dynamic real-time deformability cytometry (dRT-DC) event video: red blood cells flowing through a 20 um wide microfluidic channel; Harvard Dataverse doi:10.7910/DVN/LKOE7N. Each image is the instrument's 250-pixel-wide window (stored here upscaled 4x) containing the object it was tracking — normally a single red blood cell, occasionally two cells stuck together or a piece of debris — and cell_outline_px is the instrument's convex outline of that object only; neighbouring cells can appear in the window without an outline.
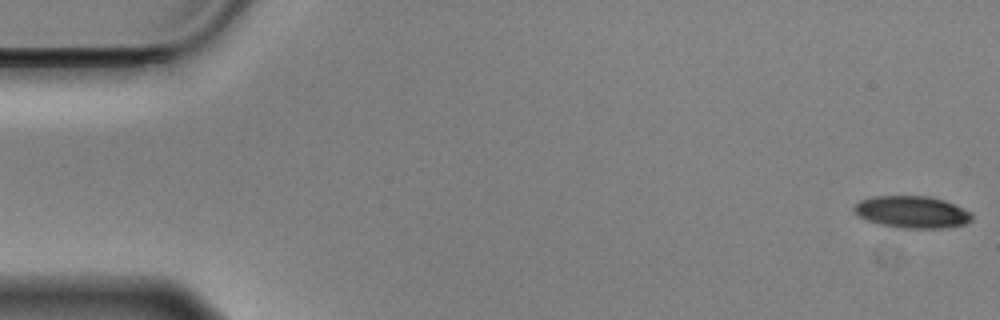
{"species": "Egyptian fruit bat (a non-hibernating species)", "species_latin": "Rousettus aegyptiacus", "temperature_condition": "cold", "stored_images_in_passage": 57, "camera_frame_rate_fps": 3000, "um_per_image_px": 0.085, "animal": {"sex": "male"}, "frame": {"image": 1, "passage_image": 1, "time_ms": 0.0, "image_size_px": [1000, 320], "cell_outline_px": [[972, 220], [964, 224], [948, 228], [900, 228], [880, 224], [868, 220], [852, 212], [852, 208], [860, 200], [872, 196], [928, 196], [944, 200], [972, 212]], "centroid_in_image_um": [77.52, 18.02], "position_along_channel_um": 7.5, "area_um2": 22.08}}
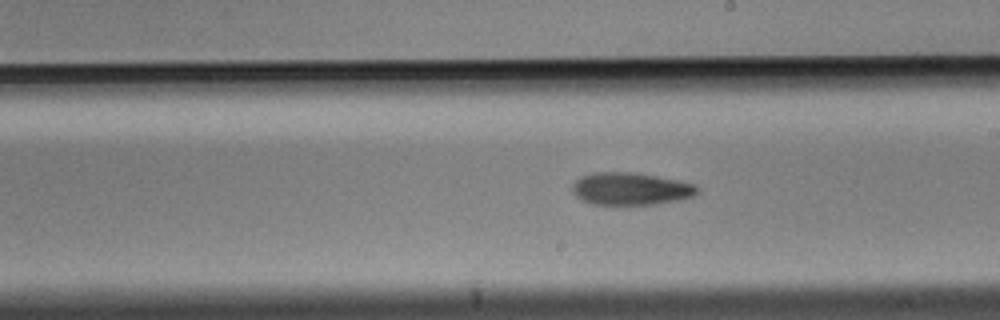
{"frame": {"image": 2, "passage_image": 32, "time_ms": 10.333, "image_size_px": [1000, 320], "cell_outline_px": [[700, 192], [696, 196], [684, 200], [656, 204], [592, 204], [576, 196], [572, 192], [572, 184], [580, 176], [592, 172], [636, 172], [680, 180], [696, 184], [700, 188]], "centroid_in_image_um": [53.69, 16.04], "position_along_channel_um": 235.3, "area_um2": 24.16}}
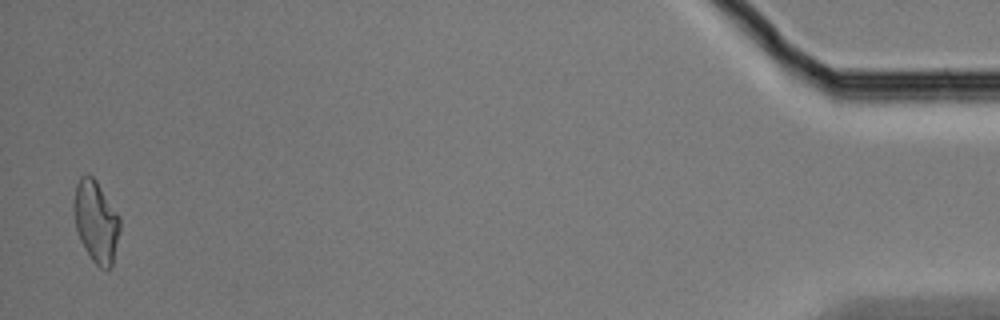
{"frame": {"image": 3, "passage_image": 56, "time_ms": 18.333, "image_size_px": [1000, 320], "cell_outline_px": [[120, 228], [112, 268], [100, 268], [92, 260], [84, 248], [80, 240], [76, 228], [72, 204], [76, 184], [80, 176], [88, 172], [96, 180], [120, 216]], "centroid_in_image_um": [8.15, 18.8], "position_along_channel_um": 427.0, "area_um2": 22.2}, "authors_computed_cell_mechanics": {"area_um2": 22.7732, "velocity_mm_per_s": 3.5243, "shape_relaxation_time_tau1_ms": 5.4997, "shape_relaxation_time_tau2_ms": null, "deformation_change_tau1": 0.1282, "deformation_change_tau2": null}}